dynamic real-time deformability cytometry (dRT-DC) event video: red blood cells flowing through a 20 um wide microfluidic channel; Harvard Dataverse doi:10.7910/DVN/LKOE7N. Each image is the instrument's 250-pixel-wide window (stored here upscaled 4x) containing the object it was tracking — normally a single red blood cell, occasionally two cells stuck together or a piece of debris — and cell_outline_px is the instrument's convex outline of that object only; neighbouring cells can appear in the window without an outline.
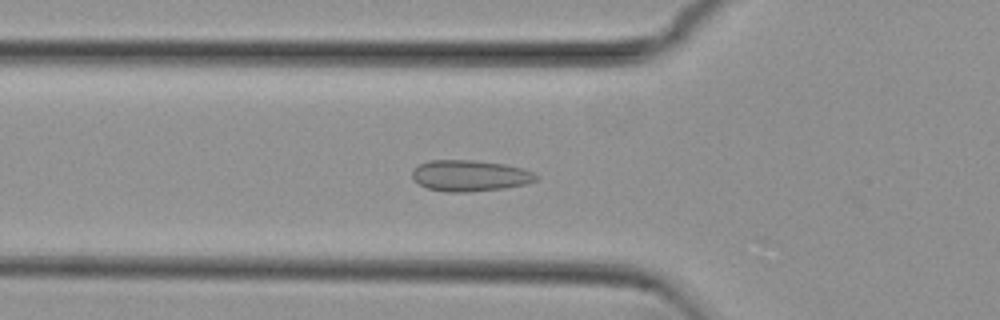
{"species": "common noctule bat (a hibernating species)", "species_latin": "Nyctalus noctula", "temperature_condition": "cold", "stored_images_in_passage": 40, "camera_frame_rate_fps": 3000, "um_per_image_px": 0.085, "animal": {"sex": "female", "body_mass_g": 29.2, "forearm_length_mm": 56.3}, "frame": {"image": 1, "passage_image": 5, "time_ms": 1.333, "image_size_px": [1000, 320], "cell_outline_px": [[540, 176], [536, 180], [528, 184], [504, 188], [468, 192], [448, 192], [428, 188], [420, 184], [412, 176], [412, 172], [420, 164], [428, 160], [476, 160], [504, 164], [524, 168]], "centroid_in_image_um": [39.99, 14.93], "position_along_channel_um": 85.8, "area_um2": 22.48}}
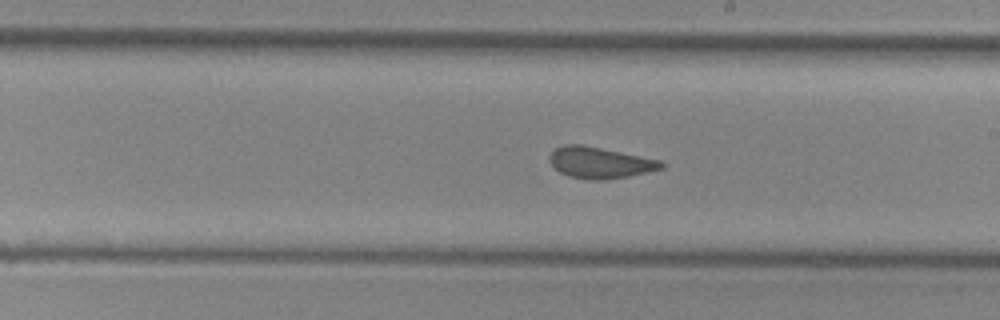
{"frame": {"image": 2, "passage_image": 17, "time_ms": 5.333, "image_size_px": [1000, 320], "cell_outline_px": [[664, 168], [648, 172], [608, 180], [592, 180], [568, 176], [560, 172], [548, 160], [548, 156], [556, 148], [564, 144], [580, 144], [660, 160], [664, 164]], "centroid_in_image_um": [50.98, 13.83], "position_along_channel_um": 238.0, "area_um2": 20.23}}
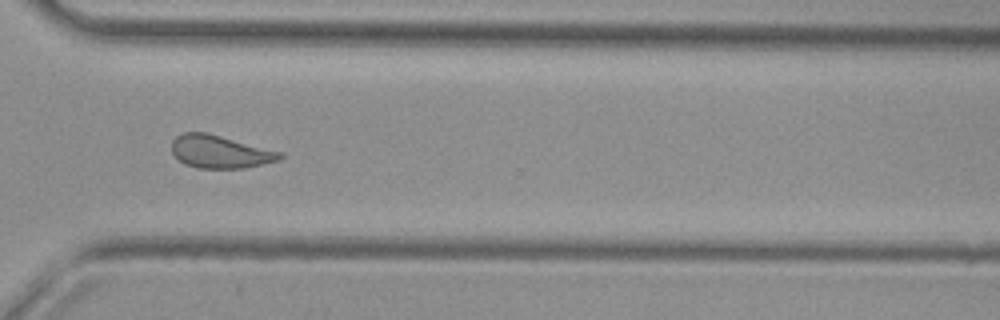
{"frame": {"image": 3, "passage_image": 26, "time_ms": 8.333, "image_size_px": [1000, 320], "cell_outline_px": [[284, 156], [280, 160], [244, 168], [196, 168], [184, 164], [172, 152], [172, 140], [176, 136], [184, 132], [208, 132], [280, 152]], "centroid_in_image_um": [18.68, 12.89], "position_along_channel_um": 351.9, "area_um2": 20.63}, "authors_computed_cell_mechanics": {"area_um2": 20.808, "velocity_mm_per_s": 3.7961, "shape_relaxation_time_tau1_ms": null, "shape_relaxation_time_tau2_ms": 0.9285, "deformation_change_tau1": null, "deformation_change_tau2": 0.0886}}